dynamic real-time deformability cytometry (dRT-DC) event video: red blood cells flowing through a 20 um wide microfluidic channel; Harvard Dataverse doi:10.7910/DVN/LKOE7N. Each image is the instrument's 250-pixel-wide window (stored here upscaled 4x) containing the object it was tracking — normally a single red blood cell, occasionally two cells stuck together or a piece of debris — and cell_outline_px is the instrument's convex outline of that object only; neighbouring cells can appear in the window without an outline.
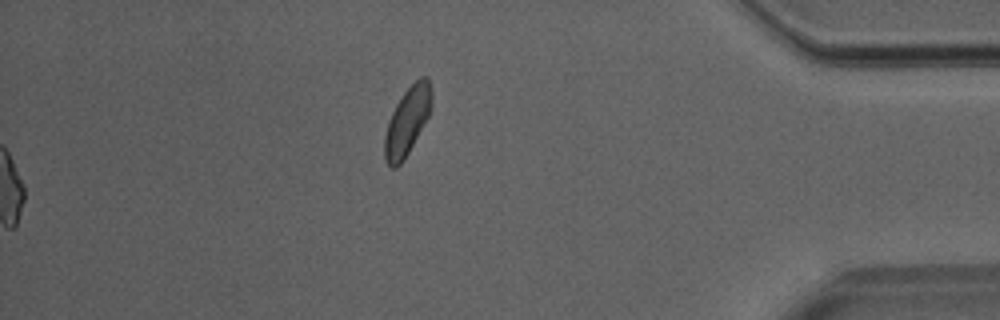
{"species": "Egyptian fruit bat (a non-hibernating species)", "species_latin": "Rousettus aegyptiacus", "temperature_condition": "room temperature", "stored_images_in_passage": 49, "segment_of_instrument_passage": [2, 2], "camera_frame_rate_fps": 3000, "um_per_image_px": 0.085, "animal": {"sex": "male"}, "frame": {"image": 1, "passage_image": 49, "time_ms": 16.0, "image_size_px": [1000, 320], "cell_outline_px": [[432, 108], [428, 116], [404, 160], [396, 168], [392, 168], [384, 160], [384, 136], [388, 120], [396, 104], [404, 92], [420, 76], [428, 76], [432, 88]], "centroid_in_image_um": [34.62, 10.28], "position_along_channel_um": 400.6, "area_um2": 18.67}}